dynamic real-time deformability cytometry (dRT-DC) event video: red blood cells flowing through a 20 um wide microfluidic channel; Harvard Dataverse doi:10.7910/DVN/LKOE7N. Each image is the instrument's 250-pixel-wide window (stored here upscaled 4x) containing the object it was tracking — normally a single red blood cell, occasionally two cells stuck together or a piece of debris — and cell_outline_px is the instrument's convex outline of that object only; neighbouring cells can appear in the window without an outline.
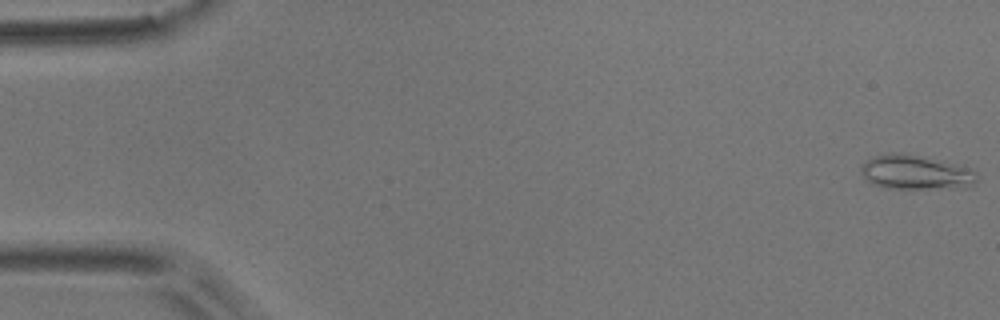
{"species": "common noctule bat (a hibernating species)", "species_latin": "Nyctalus noctula", "temperature_condition": "room temperature", "stored_images_in_passage": 4, "camera_frame_rate_fps": 3000, "um_per_image_px": 0.085, "animal": {"sex": "male", "body_mass_g": 17.9}, "frame": {"image": 1, "passage_image": 1, "time_ms": 0.0, "image_size_px": [1000, 320], "cell_outline_px": [[976, 180], [968, 188], [884, 188], [868, 180], [864, 176], [860, 168], [860, 164], [876, 156], [892, 152], [900, 152], [944, 160], [956, 164], [972, 172], [976, 176]], "centroid_in_image_um": [77.81, 14.64], "position_along_channel_um": 7.2, "area_um2": 22.95}}